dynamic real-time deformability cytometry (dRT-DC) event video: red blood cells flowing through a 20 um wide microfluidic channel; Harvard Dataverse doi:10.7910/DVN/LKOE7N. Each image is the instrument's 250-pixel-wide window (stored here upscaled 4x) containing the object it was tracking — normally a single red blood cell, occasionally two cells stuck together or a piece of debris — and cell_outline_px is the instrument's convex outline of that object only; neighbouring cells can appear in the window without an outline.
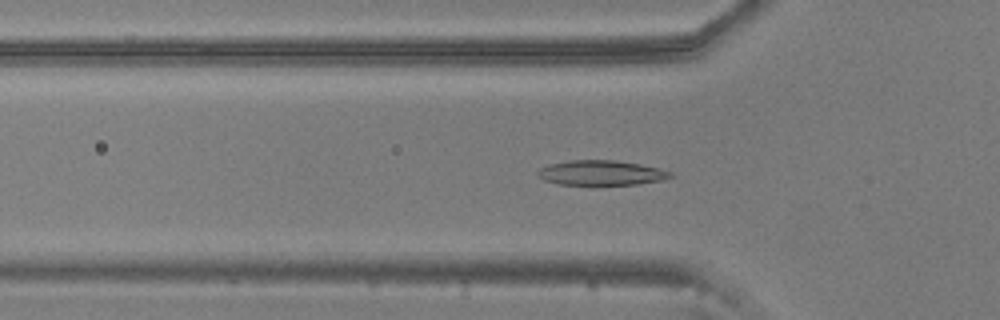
{"species": "common noctule bat (a hibernating species)", "species_latin": "Nyctalus noctula", "temperature_condition": "warm", "stored_images_in_passage": 53, "camera_frame_rate_fps": 3000, "um_per_image_px": 0.085, "animal": {"sex": "male", "body_mass_g": 20.5, "forearm_length_mm": 52.5}, "frame": {"image": 1, "passage_image": 16, "time_ms": 5.0, "image_size_px": [1000, 320], "cell_outline_px": [[676, 176], [664, 180], [636, 184], [592, 188], [560, 184], [544, 180], [536, 172], [540, 168], [548, 164], [572, 160], [612, 160], [640, 164], [672, 172]], "centroid_in_image_um": [51.1, 14.74], "position_along_channel_um": 74.7, "area_um2": 20.11}}
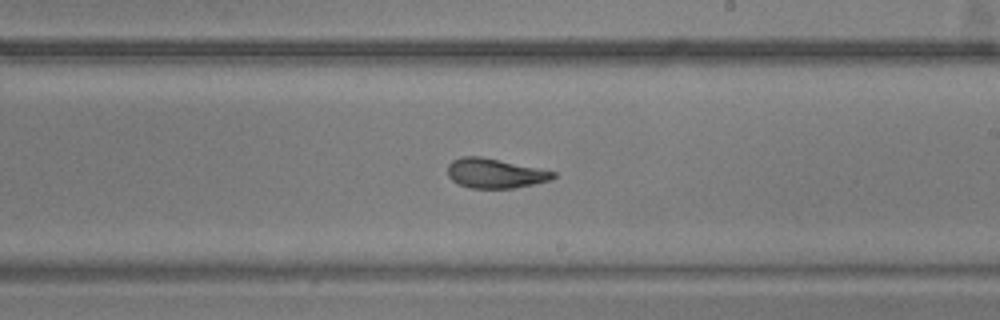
{"frame": {"image": 2, "passage_image": 30, "time_ms": 9.667, "image_size_px": [1000, 320], "cell_outline_px": [[556, 176], [548, 180], [516, 188], [472, 188], [460, 184], [452, 180], [448, 176], [448, 164], [452, 160], [460, 156], [480, 156], [556, 172]], "centroid_in_image_um": [42.03, 14.72], "position_along_channel_um": 247.0, "area_um2": 17.98}}
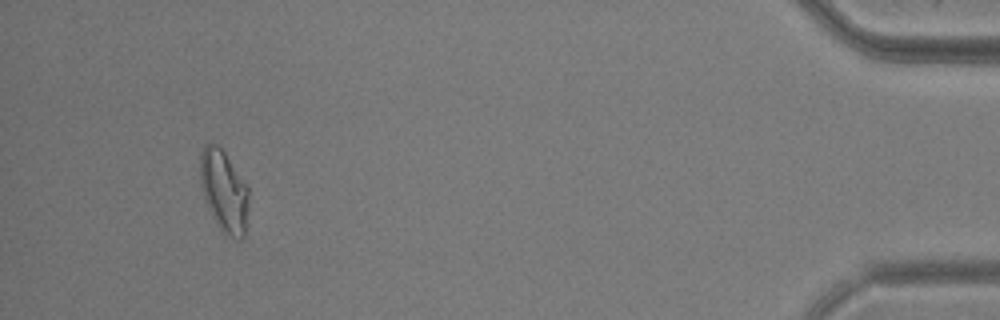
{"frame": {"image": 3, "passage_image": 50, "time_ms": 16.333, "image_size_px": [1000, 320], "cell_outline_px": [[248, 208], [244, 236], [240, 240], [236, 240], [224, 236], [208, 208], [200, 184], [200, 152], [204, 144], [216, 144], [224, 152], [248, 184]], "centroid_in_image_um": [19.05, 16.27], "position_along_channel_um": 416.2, "area_um2": 23.41}, "authors_computed_cell_mechanics": {"area_um2": 19.5942, "velocity_mm_per_s": 3.6652, "shape_relaxation_time_tau1_ms": 5.5546, "shape_relaxation_time_tau2_ms": 2.1419, "deformation_change_tau1": 0.1687, "deformation_change_tau2": 0.0847}}